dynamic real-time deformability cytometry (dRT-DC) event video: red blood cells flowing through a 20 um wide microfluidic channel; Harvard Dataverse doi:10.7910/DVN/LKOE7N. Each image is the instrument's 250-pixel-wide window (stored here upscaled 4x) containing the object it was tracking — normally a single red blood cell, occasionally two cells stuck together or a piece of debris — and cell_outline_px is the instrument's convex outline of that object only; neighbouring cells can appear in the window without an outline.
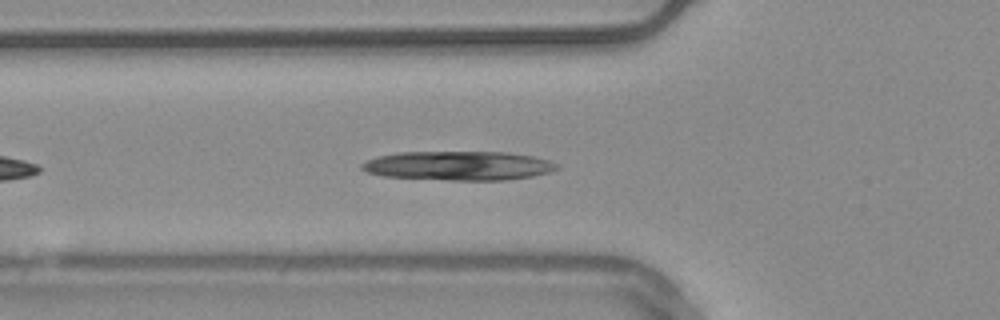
{"species": "common noctule bat (a hibernating species)", "species_latin": "Nyctalus noctula", "temperature_condition": "warm", "stored_images_in_passage": 42, "camera_frame_rate_fps": 3000, "um_per_image_px": 0.085, "animal": {"sex": "male", "body_mass_g": 20.4}, "frame": {"image": 1, "passage_image": 7, "time_ms": 2.0, "image_size_px": [1000, 320], "cell_outline_px": [[560, 168], [552, 172], [532, 176], [504, 180], [448, 180], [384, 176], [368, 172], [360, 168], [360, 164], [368, 160], [380, 156], [400, 152], [508, 152], [532, 156], [548, 160], [560, 164]], "centroid_in_image_um": [39.03, 14.08], "position_along_channel_um": 86.8, "area_um2": 33.12}}